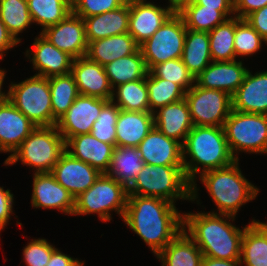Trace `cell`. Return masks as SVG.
Returning a JSON list of instances; mask_svg holds the SVG:
<instances>
[{
	"instance_id": "ba28073f",
	"label": "cell",
	"mask_w": 267,
	"mask_h": 266,
	"mask_svg": "<svg viewBox=\"0 0 267 266\" xmlns=\"http://www.w3.org/2000/svg\"><path fill=\"white\" fill-rule=\"evenodd\" d=\"M128 200V189L116 179L102 173L96 182L75 198L73 215L98 213L101 221L111 220L110 211L124 218Z\"/></svg>"
},
{
	"instance_id": "9a60e30c",
	"label": "cell",
	"mask_w": 267,
	"mask_h": 266,
	"mask_svg": "<svg viewBox=\"0 0 267 266\" xmlns=\"http://www.w3.org/2000/svg\"><path fill=\"white\" fill-rule=\"evenodd\" d=\"M128 33L140 46L148 40L175 11L167 6L162 8L151 2L129 3Z\"/></svg>"
},
{
	"instance_id": "7402d4cb",
	"label": "cell",
	"mask_w": 267,
	"mask_h": 266,
	"mask_svg": "<svg viewBox=\"0 0 267 266\" xmlns=\"http://www.w3.org/2000/svg\"><path fill=\"white\" fill-rule=\"evenodd\" d=\"M232 109L267 115V71L252 75L248 70L244 81L232 95Z\"/></svg>"
},
{
	"instance_id": "5bb4252c",
	"label": "cell",
	"mask_w": 267,
	"mask_h": 266,
	"mask_svg": "<svg viewBox=\"0 0 267 266\" xmlns=\"http://www.w3.org/2000/svg\"><path fill=\"white\" fill-rule=\"evenodd\" d=\"M50 173L74 199L91 187L102 174L90 164L72 157L66 151Z\"/></svg>"
},
{
	"instance_id": "f1b7e54d",
	"label": "cell",
	"mask_w": 267,
	"mask_h": 266,
	"mask_svg": "<svg viewBox=\"0 0 267 266\" xmlns=\"http://www.w3.org/2000/svg\"><path fill=\"white\" fill-rule=\"evenodd\" d=\"M162 266H200L203 254L184 229L156 256Z\"/></svg>"
},
{
	"instance_id": "44dd1931",
	"label": "cell",
	"mask_w": 267,
	"mask_h": 266,
	"mask_svg": "<svg viewBox=\"0 0 267 266\" xmlns=\"http://www.w3.org/2000/svg\"><path fill=\"white\" fill-rule=\"evenodd\" d=\"M35 125L9 100L0 104V152H11L35 129Z\"/></svg>"
},
{
	"instance_id": "e575fe53",
	"label": "cell",
	"mask_w": 267,
	"mask_h": 266,
	"mask_svg": "<svg viewBox=\"0 0 267 266\" xmlns=\"http://www.w3.org/2000/svg\"><path fill=\"white\" fill-rule=\"evenodd\" d=\"M32 22L42 30L65 19L72 12V0H27Z\"/></svg>"
},
{
	"instance_id": "db71d44e",
	"label": "cell",
	"mask_w": 267,
	"mask_h": 266,
	"mask_svg": "<svg viewBox=\"0 0 267 266\" xmlns=\"http://www.w3.org/2000/svg\"><path fill=\"white\" fill-rule=\"evenodd\" d=\"M169 6L174 10L178 11L184 4L191 2L192 0H168Z\"/></svg>"
},
{
	"instance_id": "d4e9b609",
	"label": "cell",
	"mask_w": 267,
	"mask_h": 266,
	"mask_svg": "<svg viewBox=\"0 0 267 266\" xmlns=\"http://www.w3.org/2000/svg\"><path fill=\"white\" fill-rule=\"evenodd\" d=\"M154 127L150 111L121 110L116 123V146L138 147Z\"/></svg>"
},
{
	"instance_id": "9c48e42d",
	"label": "cell",
	"mask_w": 267,
	"mask_h": 266,
	"mask_svg": "<svg viewBox=\"0 0 267 266\" xmlns=\"http://www.w3.org/2000/svg\"><path fill=\"white\" fill-rule=\"evenodd\" d=\"M223 129L233 157L237 152L267 154V115L231 111Z\"/></svg>"
},
{
	"instance_id": "c3c4849f",
	"label": "cell",
	"mask_w": 267,
	"mask_h": 266,
	"mask_svg": "<svg viewBox=\"0 0 267 266\" xmlns=\"http://www.w3.org/2000/svg\"><path fill=\"white\" fill-rule=\"evenodd\" d=\"M83 264L84 262H80L77 258H72L56 248L46 266H84Z\"/></svg>"
},
{
	"instance_id": "d6a6232c",
	"label": "cell",
	"mask_w": 267,
	"mask_h": 266,
	"mask_svg": "<svg viewBox=\"0 0 267 266\" xmlns=\"http://www.w3.org/2000/svg\"><path fill=\"white\" fill-rule=\"evenodd\" d=\"M111 87L143 79L148 74L140 48L133 54L119 58L104 66Z\"/></svg>"
},
{
	"instance_id": "8fae6325",
	"label": "cell",
	"mask_w": 267,
	"mask_h": 266,
	"mask_svg": "<svg viewBox=\"0 0 267 266\" xmlns=\"http://www.w3.org/2000/svg\"><path fill=\"white\" fill-rule=\"evenodd\" d=\"M193 125L223 127L232 111V96L225 91L194 84L185 92Z\"/></svg>"
},
{
	"instance_id": "1f68e13d",
	"label": "cell",
	"mask_w": 267,
	"mask_h": 266,
	"mask_svg": "<svg viewBox=\"0 0 267 266\" xmlns=\"http://www.w3.org/2000/svg\"><path fill=\"white\" fill-rule=\"evenodd\" d=\"M177 12L183 18L187 29L208 33L228 19V15L229 18L230 14L235 16L234 10L205 8V6L197 5L193 1L184 4Z\"/></svg>"
},
{
	"instance_id": "8992f818",
	"label": "cell",
	"mask_w": 267,
	"mask_h": 266,
	"mask_svg": "<svg viewBox=\"0 0 267 266\" xmlns=\"http://www.w3.org/2000/svg\"><path fill=\"white\" fill-rule=\"evenodd\" d=\"M66 151L65 140L56 125L35 127L21 145L10 154L4 165L22 164L35 168L36 173L51 172Z\"/></svg>"
},
{
	"instance_id": "60d3db41",
	"label": "cell",
	"mask_w": 267,
	"mask_h": 266,
	"mask_svg": "<svg viewBox=\"0 0 267 266\" xmlns=\"http://www.w3.org/2000/svg\"><path fill=\"white\" fill-rule=\"evenodd\" d=\"M120 108L111 100L101 109L98 118L94 121L91 134L98 140L116 146V123Z\"/></svg>"
},
{
	"instance_id": "4dcf8cb0",
	"label": "cell",
	"mask_w": 267,
	"mask_h": 266,
	"mask_svg": "<svg viewBox=\"0 0 267 266\" xmlns=\"http://www.w3.org/2000/svg\"><path fill=\"white\" fill-rule=\"evenodd\" d=\"M144 164L138 147L115 146L110 167L106 174L128 189Z\"/></svg>"
},
{
	"instance_id": "83f0119b",
	"label": "cell",
	"mask_w": 267,
	"mask_h": 266,
	"mask_svg": "<svg viewBox=\"0 0 267 266\" xmlns=\"http://www.w3.org/2000/svg\"><path fill=\"white\" fill-rule=\"evenodd\" d=\"M241 263L245 266H267V223L252 220L244 229Z\"/></svg>"
},
{
	"instance_id": "d6986e66",
	"label": "cell",
	"mask_w": 267,
	"mask_h": 266,
	"mask_svg": "<svg viewBox=\"0 0 267 266\" xmlns=\"http://www.w3.org/2000/svg\"><path fill=\"white\" fill-rule=\"evenodd\" d=\"M138 151L145 164L183 165L182 142L168 138L155 127L139 144Z\"/></svg>"
},
{
	"instance_id": "d590c367",
	"label": "cell",
	"mask_w": 267,
	"mask_h": 266,
	"mask_svg": "<svg viewBox=\"0 0 267 266\" xmlns=\"http://www.w3.org/2000/svg\"><path fill=\"white\" fill-rule=\"evenodd\" d=\"M114 89L115 91L113 90L111 101L121 110L150 111L146 77L133 82L120 84L114 87ZM115 95L117 103L114 101L116 100Z\"/></svg>"
},
{
	"instance_id": "5b68a950",
	"label": "cell",
	"mask_w": 267,
	"mask_h": 266,
	"mask_svg": "<svg viewBox=\"0 0 267 266\" xmlns=\"http://www.w3.org/2000/svg\"><path fill=\"white\" fill-rule=\"evenodd\" d=\"M128 194L158 197L175 204V199L192 200V184L186 178L183 165L144 164Z\"/></svg>"
},
{
	"instance_id": "603a6c76",
	"label": "cell",
	"mask_w": 267,
	"mask_h": 266,
	"mask_svg": "<svg viewBox=\"0 0 267 266\" xmlns=\"http://www.w3.org/2000/svg\"><path fill=\"white\" fill-rule=\"evenodd\" d=\"M65 147L66 152L72 157L90 164L101 173L109 170L115 148L112 144L96 139L91 133L69 138L65 142Z\"/></svg>"
},
{
	"instance_id": "836d02e7",
	"label": "cell",
	"mask_w": 267,
	"mask_h": 266,
	"mask_svg": "<svg viewBox=\"0 0 267 266\" xmlns=\"http://www.w3.org/2000/svg\"><path fill=\"white\" fill-rule=\"evenodd\" d=\"M53 118L58 121L80 95L71 73L48 77Z\"/></svg>"
},
{
	"instance_id": "f6af8a7d",
	"label": "cell",
	"mask_w": 267,
	"mask_h": 266,
	"mask_svg": "<svg viewBox=\"0 0 267 266\" xmlns=\"http://www.w3.org/2000/svg\"><path fill=\"white\" fill-rule=\"evenodd\" d=\"M267 42V5L244 18Z\"/></svg>"
},
{
	"instance_id": "4316f807",
	"label": "cell",
	"mask_w": 267,
	"mask_h": 266,
	"mask_svg": "<svg viewBox=\"0 0 267 266\" xmlns=\"http://www.w3.org/2000/svg\"><path fill=\"white\" fill-rule=\"evenodd\" d=\"M139 45L129 33L118 34L88 43L86 57L105 66L116 59L131 55Z\"/></svg>"
},
{
	"instance_id": "2e32d148",
	"label": "cell",
	"mask_w": 267,
	"mask_h": 266,
	"mask_svg": "<svg viewBox=\"0 0 267 266\" xmlns=\"http://www.w3.org/2000/svg\"><path fill=\"white\" fill-rule=\"evenodd\" d=\"M31 205L34 208L57 209L73 215L75 199L50 172L34 173Z\"/></svg>"
},
{
	"instance_id": "bcb514c9",
	"label": "cell",
	"mask_w": 267,
	"mask_h": 266,
	"mask_svg": "<svg viewBox=\"0 0 267 266\" xmlns=\"http://www.w3.org/2000/svg\"><path fill=\"white\" fill-rule=\"evenodd\" d=\"M13 198L10 190L0 187V231L6 227L13 212Z\"/></svg>"
},
{
	"instance_id": "6da1fadb",
	"label": "cell",
	"mask_w": 267,
	"mask_h": 266,
	"mask_svg": "<svg viewBox=\"0 0 267 266\" xmlns=\"http://www.w3.org/2000/svg\"><path fill=\"white\" fill-rule=\"evenodd\" d=\"M123 221L158 255L183 229V214L158 197L128 194Z\"/></svg>"
},
{
	"instance_id": "277c9868",
	"label": "cell",
	"mask_w": 267,
	"mask_h": 266,
	"mask_svg": "<svg viewBox=\"0 0 267 266\" xmlns=\"http://www.w3.org/2000/svg\"><path fill=\"white\" fill-rule=\"evenodd\" d=\"M218 213L236 216L240 207L254 200L259 190L242 175L238 160L232 165L200 175Z\"/></svg>"
},
{
	"instance_id": "ffe728a7",
	"label": "cell",
	"mask_w": 267,
	"mask_h": 266,
	"mask_svg": "<svg viewBox=\"0 0 267 266\" xmlns=\"http://www.w3.org/2000/svg\"><path fill=\"white\" fill-rule=\"evenodd\" d=\"M32 58L31 50L26 51V55L32 61L33 68L38 70L35 75L42 77H51L56 75H65L71 72L74 58L56 48L41 34L35 38L33 43Z\"/></svg>"
},
{
	"instance_id": "b9f144b4",
	"label": "cell",
	"mask_w": 267,
	"mask_h": 266,
	"mask_svg": "<svg viewBox=\"0 0 267 266\" xmlns=\"http://www.w3.org/2000/svg\"><path fill=\"white\" fill-rule=\"evenodd\" d=\"M148 72L156 78H162L178 84L185 92L195 83V78L184 65L181 58L157 64Z\"/></svg>"
},
{
	"instance_id": "30bf717a",
	"label": "cell",
	"mask_w": 267,
	"mask_h": 266,
	"mask_svg": "<svg viewBox=\"0 0 267 266\" xmlns=\"http://www.w3.org/2000/svg\"><path fill=\"white\" fill-rule=\"evenodd\" d=\"M186 32L183 18L175 11L139 46L148 71L157 64L182 57Z\"/></svg>"
},
{
	"instance_id": "7a4b0ae2",
	"label": "cell",
	"mask_w": 267,
	"mask_h": 266,
	"mask_svg": "<svg viewBox=\"0 0 267 266\" xmlns=\"http://www.w3.org/2000/svg\"><path fill=\"white\" fill-rule=\"evenodd\" d=\"M229 219L234 221L235 217L217 212L183 213V229L189 233L203 256L224 260L240 259L246 227L239 229L227 222Z\"/></svg>"
},
{
	"instance_id": "f35d334b",
	"label": "cell",
	"mask_w": 267,
	"mask_h": 266,
	"mask_svg": "<svg viewBox=\"0 0 267 266\" xmlns=\"http://www.w3.org/2000/svg\"><path fill=\"white\" fill-rule=\"evenodd\" d=\"M0 19L18 42V34L33 23L27 0H0Z\"/></svg>"
},
{
	"instance_id": "11a10c76",
	"label": "cell",
	"mask_w": 267,
	"mask_h": 266,
	"mask_svg": "<svg viewBox=\"0 0 267 266\" xmlns=\"http://www.w3.org/2000/svg\"><path fill=\"white\" fill-rule=\"evenodd\" d=\"M126 3L135 2V1H145V0H124Z\"/></svg>"
},
{
	"instance_id": "3957f363",
	"label": "cell",
	"mask_w": 267,
	"mask_h": 266,
	"mask_svg": "<svg viewBox=\"0 0 267 266\" xmlns=\"http://www.w3.org/2000/svg\"><path fill=\"white\" fill-rule=\"evenodd\" d=\"M182 149L183 170L192 184L191 201L198 197L195 175L201 170L199 165L203 166L201 175L210 170L228 167L236 161L229 149L223 127L194 125L186 136ZM186 155L191 157L189 161Z\"/></svg>"
},
{
	"instance_id": "74e56055",
	"label": "cell",
	"mask_w": 267,
	"mask_h": 266,
	"mask_svg": "<svg viewBox=\"0 0 267 266\" xmlns=\"http://www.w3.org/2000/svg\"><path fill=\"white\" fill-rule=\"evenodd\" d=\"M146 85L151 113L185 97V91L178 84L162 78H156L149 72L146 75Z\"/></svg>"
},
{
	"instance_id": "cb8c5ba5",
	"label": "cell",
	"mask_w": 267,
	"mask_h": 266,
	"mask_svg": "<svg viewBox=\"0 0 267 266\" xmlns=\"http://www.w3.org/2000/svg\"><path fill=\"white\" fill-rule=\"evenodd\" d=\"M153 115L154 127L168 138L178 142H180L179 139H182V145L194 126L185 99L159 108Z\"/></svg>"
},
{
	"instance_id": "f5cc1de1",
	"label": "cell",
	"mask_w": 267,
	"mask_h": 266,
	"mask_svg": "<svg viewBox=\"0 0 267 266\" xmlns=\"http://www.w3.org/2000/svg\"><path fill=\"white\" fill-rule=\"evenodd\" d=\"M5 75L6 72L0 68V104L8 100V92L1 91Z\"/></svg>"
},
{
	"instance_id": "e0dca14e",
	"label": "cell",
	"mask_w": 267,
	"mask_h": 266,
	"mask_svg": "<svg viewBox=\"0 0 267 266\" xmlns=\"http://www.w3.org/2000/svg\"><path fill=\"white\" fill-rule=\"evenodd\" d=\"M247 72L242 61H212L195 77V84L201 88L222 90L232 96L244 81Z\"/></svg>"
},
{
	"instance_id": "ab89813d",
	"label": "cell",
	"mask_w": 267,
	"mask_h": 266,
	"mask_svg": "<svg viewBox=\"0 0 267 266\" xmlns=\"http://www.w3.org/2000/svg\"><path fill=\"white\" fill-rule=\"evenodd\" d=\"M266 40L245 20L235 16V56H249L260 50Z\"/></svg>"
},
{
	"instance_id": "681fc988",
	"label": "cell",
	"mask_w": 267,
	"mask_h": 266,
	"mask_svg": "<svg viewBox=\"0 0 267 266\" xmlns=\"http://www.w3.org/2000/svg\"><path fill=\"white\" fill-rule=\"evenodd\" d=\"M18 43L0 19V60L3 59L5 51L13 48Z\"/></svg>"
},
{
	"instance_id": "52a82bcc",
	"label": "cell",
	"mask_w": 267,
	"mask_h": 266,
	"mask_svg": "<svg viewBox=\"0 0 267 266\" xmlns=\"http://www.w3.org/2000/svg\"><path fill=\"white\" fill-rule=\"evenodd\" d=\"M8 100L36 127L57 124L53 118L51 90L46 77L34 75L19 83H11Z\"/></svg>"
},
{
	"instance_id": "f546056e",
	"label": "cell",
	"mask_w": 267,
	"mask_h": 266,
	"mask_svg": "<svg viewBox=\"0 0 267 266\" xmlns=\"http://www.w3.org/2000/svg\"><path fill=\"white\" fill-rule=\"evenodd\" d=\"M181 60L194 78L212 62L208 32L187 29Z\"/></svg>"
},
{
	"instance_id": "7bdbcfd3",
	"label": "cell",
	"mask_w": 267,
	"mask_h": 266,
	"mask_svg": "<svg viewBox=\"0 0 267 266\" xmlns=\"http://www.w3.org/2000/svg\"><path fill=\"white\" fill-rule=\"evenodd\" d=\"M125 3L124 0H72V12L85 18L115 10Z\"/></svg>"
},
{
	"instance_id": "4fadbf2b",
	"label": "cell",
	"mask_w": 267,
	"mask_h": 266,
	"mask_svg": "<svg viewBox=\"0 0 267 266\" xmlns=\"http://www.w3.org/2000/svg\"><path fill=\"white\" fill-rule=\"evenodd\" d=\"M40 34L74 59L86 55L88 42L84 20L73 12L61 22L45 28Z\"/></svg>"
},
{
	"instance_id": "ee69618b",
	"label": "cell",
	"mask_w": 267,
	"mask_h": 266,
	"mask_svg": "<svg viewBox=\"0 0 267 266\" xmlns=\"http://www.w3.org/2000/svg\"><path fill=\"white\" fill-rule=\"evenodd\" d=\"M56 249L46 239H32L23 249V256L27 266H46L52 252Z\"/></svg>"
},
{
	"instance_id": "f907efd6",
	"label": "cell",
	"mask_w": 267,
	"mask_h": 266,
	"mask_svg": "<svg viewBox=\"0 0 267 266\" xmlns=\"http://www.w3.org/2000/svg\"><path fill=\"white\" fill-rule=\"evenodd\" d=\"M197 5L216 10H234V0H192Z\"/></svg>"
},
{
	"instance_id": "ac0fdd59",
	"label": "cell",
	"mask_w": 267,
	"mask_h": 266,
	"mask_svg": "<svg viewBox=\"0 0 267 266\" xmlns=\"http://www.w3.org/2000/svg\"><path fill=\"white\" fill-rule=\"evenodd\" d=\"M79 94L111 100L113 88L110 85L104 66L89 60L86 56L74 59L70 72Z\"/></svg>"
},
{
	"instance_id": "7c38bea8",
	"label": "cell",
	"mask_w": 267,
	"mask_h": 266,
	"mask_svg": "<svg viewBox=\"0 0 267 266\" xmlns=\"http://www.w3.org/2000/svg\"><path fill=\"white\" fill-rule=\"evenodd\" d=\"M108 101L80 94L56 124L58 132L63 136L65 142L73 136L89 134L102 107Z\"/></svg>"
},
{
	"instance_id": "816d5d0a",
	"label": "cell",
	"mask_w": 267,
	"mask_h": 266,
	"mask_svg": "<svg viewBox=\"0 0 267 266\" xmlns=\"http://www.w3.org/2000/svg\"><path fill=\"white\" fill-rule=\"evenodd\" d=\"M240 264L242 265L240 259L224 260L203 256L200 266H239Z\"/></svg>"
},
{
	"instance_id": "8d00e7d4",
	"label": "cell",
	"mask_w": 267,
	"mask_h": 266,
	"mask_svg": "<svg viewBox=\"0 0 267 266\" xmlns=\"http://www.w3.org/2000/svg\"><path fill=\"white\" fill-rule=\"evenodd\" d=\"M208 35L212 61L237 60L234 49L235 16L217 25Z\"/></svg>"
},
{
	"instance_id": "484cf974",
	"label": "cell",
	"mask_w": 267,
	"mask_h": 266,
	"mask_svg": "<svg viewBox=\"0 0 267 266\" xmlns=\"http://www.w3.org/2000/svg\"><path fill=\"white\" fill-rule=\"evenodd\" d=\"M129 3L102 14L83 18L87 42L128 33Z\"/></svg>"
},
{
	"instance_id": "7dc6e473",
	"label": "cell",
	"mask_w": 267,
	"mask_h": 266,
	"mask_svg": "<svg viewBox=\"0 0 267 266\" xmlns=\"http://www.w3.org/2000/svg\"><path fill=\"white\" fill-rule=\"evenodd\" d=\"M267 5V0H234V13L240 19Z\"/></svg>"
}]
</instances>
